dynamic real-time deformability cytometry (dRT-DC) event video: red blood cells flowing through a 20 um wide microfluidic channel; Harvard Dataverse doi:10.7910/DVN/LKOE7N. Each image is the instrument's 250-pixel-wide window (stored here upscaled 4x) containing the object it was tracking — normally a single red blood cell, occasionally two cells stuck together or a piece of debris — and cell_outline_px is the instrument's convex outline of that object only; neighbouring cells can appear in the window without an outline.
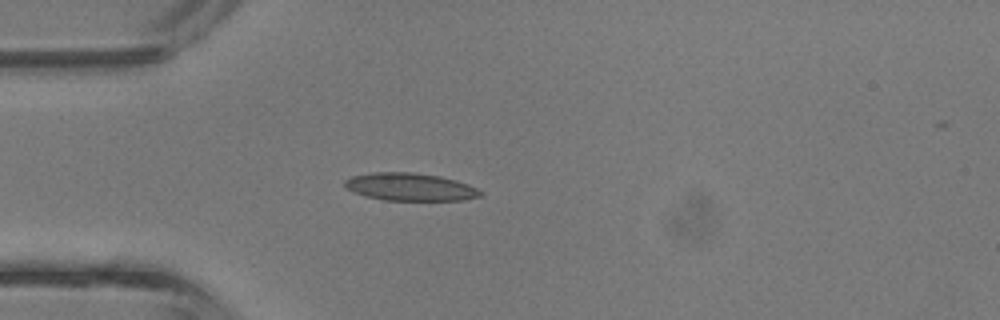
{"species": "common noctule bat (a hibernating species)", "species_latin": "Nyctalus noctula", "temperature_condition": "room temperature", "stored_images_in_passage": 31, "camera_frame_rate_fps": 3000, "um_per_image_px": 0.085, "animal": {"sex": "male", "body_mass_g": 13.3}, "frame": {"image": 1, "passage_image": 1, "time_ms": 0.0, "image_size_px": [1000, 320], "cell_outline_px": [[484, 192], [480, 196], [464, 200], [384, 200], [364, 196], [348, 188], [344, 184], [344, 180], [352, 176], [372, 172], [412, 172], [440, 176], [456, 180], [468, 184]], "centroid_in_image_um": [34.88, 15.88], "position_along_channel_um": 50.1, "area_um2": 21.85}}
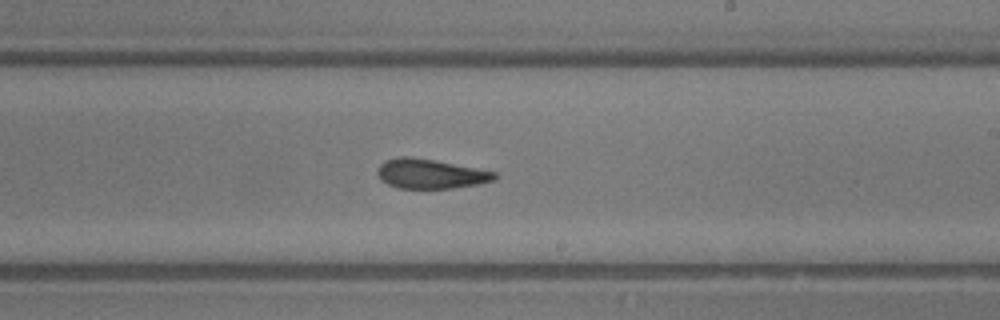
{"frame": {"image": 2, "passage_image": 14, "time_ms": 4.333, "image_size_px": [1000, 320], "cell_outline_px": [[496, 180], [476, 184], [452, 188], [396, 188], [380, 180], [376, 172], [380, 164], [384, 160], [400, 156], [412, 156], [496, 172]], "centroid_in_image_um": [36.52, 14.77], "position_along_channel_um": 252.5, "area_um2": 20.11}}
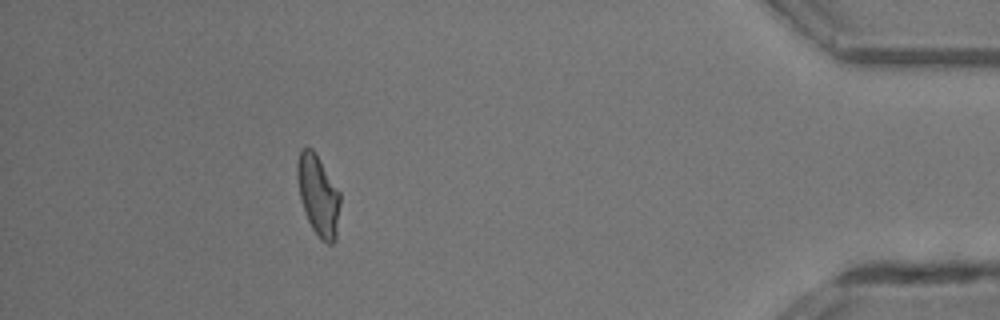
{"frame": {"image": 3, "passage_image": 27, "time_ms": 8.667, "image_size_px": [1000, 320], "cell_outline_px": [[340, 204], [336, 240], [332, 244], [328, 244], [320, 240], [312, 228], [308, 220], [300, 196], [296, 176], [296, 164], [300, 148], [312, 148], [316, 152], [340, 192]], "centroid_in_image_um": [27.05, 16.58], "position_along_channel_um": 408.1, "area_um2": 20.35}, "authors_computed_cell_mechanics": {"area_um2": 20.1144, "velocity_mm_per_s": 4.9076, "shape_relaxation_time_tau1_ms": 7.0242, "shape_relaxation_time_tau2_ms": 0.7952, "deformation_change_tau1": 0.2358, "deformation_change_tau2": 0.0867}}